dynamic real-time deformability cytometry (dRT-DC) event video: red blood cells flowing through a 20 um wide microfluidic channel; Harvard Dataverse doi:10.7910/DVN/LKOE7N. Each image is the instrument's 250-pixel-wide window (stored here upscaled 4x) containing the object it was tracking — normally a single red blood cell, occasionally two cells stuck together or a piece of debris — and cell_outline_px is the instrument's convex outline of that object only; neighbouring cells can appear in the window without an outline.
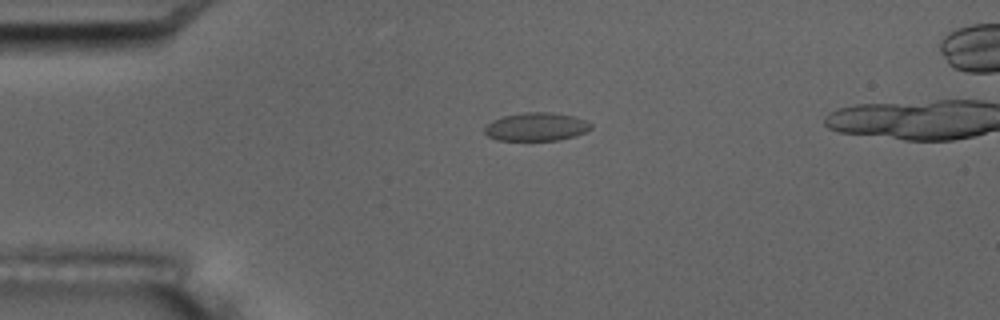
{"species": "common noctule bat (a hibernating species)", "species_latin": "Nyctalus noctula", "temperature_condition": "room temperature", "stored_images_in_passage": 4, "camera_frame_rate_fps": 3000, "um_per_image_px": 0.085, "animal": {"sex": "male", "body_mass_g": 17.5, "forearm_length_mm": 52.3}, "frame": {"image": 1, "passage_image": 2, "time_ms": 1.333, "image_size_px": [1000, 320], "cell_outline_px": [[592, 128], [576, 136], [560, 140], [496, 140], [488, 136], [484, 132], [484, 128], [492, 120], [504, 116], [524, 112], [552, 112], [576, 116], [592, 124]], "centroid_in_image_um": [45.6, 10.77], "position_along_channel_um": 39.4, "area_um2": 17.63}}